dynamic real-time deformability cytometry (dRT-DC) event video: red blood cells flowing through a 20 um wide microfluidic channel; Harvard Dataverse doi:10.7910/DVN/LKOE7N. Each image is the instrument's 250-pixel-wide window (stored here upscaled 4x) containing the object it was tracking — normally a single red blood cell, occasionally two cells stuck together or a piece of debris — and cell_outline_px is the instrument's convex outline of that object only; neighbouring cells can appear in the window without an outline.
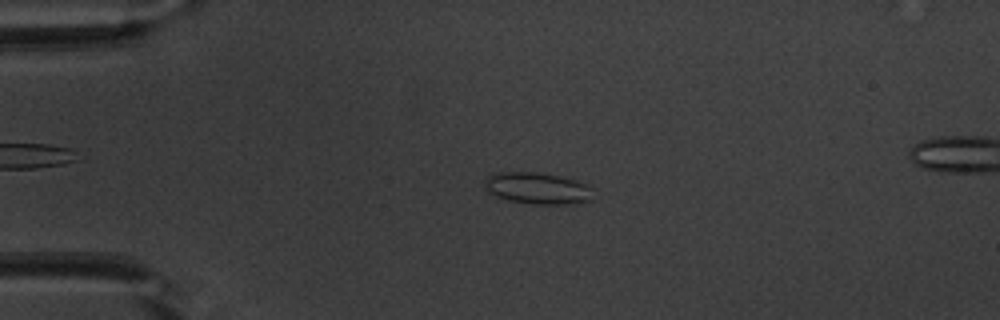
{"species": "common noctule bat (a hibernating species)", "species_latin": "Nyctalus noctula", "temperature_condition": "warm", "stored_images_in_passage": 49, "camera_frame_rate_fps": 3000, "um_per_image_px": 0.085, "animal": {"sex": "male", "body_mass_g": 20.1, "forearm_length_mm": 53.5}, "frame": {"image": 1, "passage_image": 10, "time_ms": 3.0, "image_size_px": [1000, 320], "cell_outline_px": [[592, 200], [584, 204], [532, 204], [508, 200], [496, 196], [488, 192], [484, 188], [484, 180], [488, 176], [496, 172], [536, 172], [560, 176], [576, 180], [588, 184]], "centroid_in_image_um": [45.68, 16.01], "position_along_channel_um": 39.3, "area_um2": 20.23}}
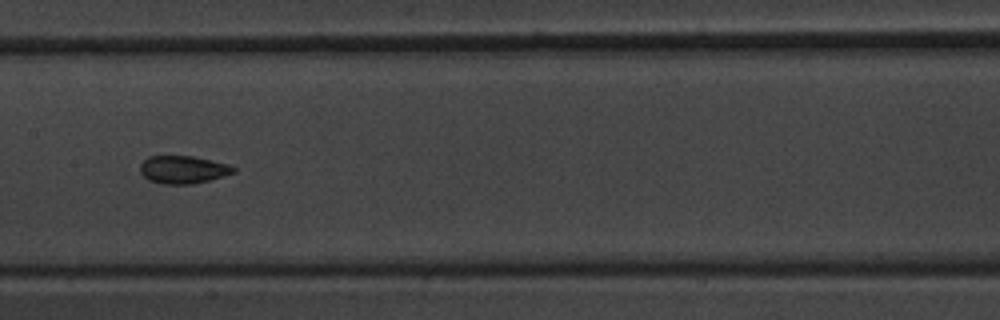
{"frame": {"image": 2, "passage_image": 24, "time_ms": 7.667, "image_size_px": [1000, 320], "cell_outline_px": [[236, 172], [224, 176], [192, 184], [160, 184], [148, 180], [140, 172], [140, 164], [148, 156], [192, 156], [228, 164], [236, 168]], "centroid_in_image_um": [15.54, 14.42], "position_along_channel_um": 191.9, "area_um2": 15.14}}
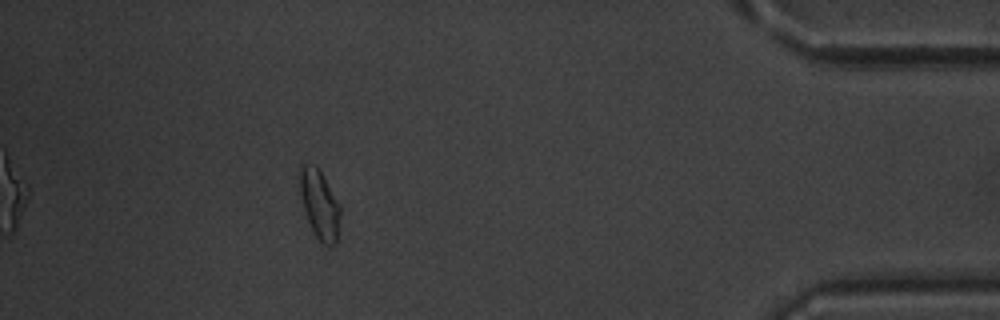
{"frame": {"image": 3, "passage_image": 44, "time_ms": 14.333, "image_size_px": [1000, 320], "cell_outline_px": [[340, 216], [336, 244], [328, 248], [316, 236], [308, 220], [300, 196], [300, 168], [304, 164], [316, 164], [320, 168], [340, 204]], "centroid_in_image_um": [27.19, 17.35], "position_along_channel_um": 408.0, "area_um2": 16.36}, "authors_computed_cell_mechanics": {"area_um2": 15.895, "velocity_mm_per_s": 3.9691, "shape_relaxation_time_tau1_ms": 5.3448, "shape_relaxation_time_tau2_ms": 1.279, "deformation_change_tau1": 0.1199, "deformation_change_tau2": 0.0569}}